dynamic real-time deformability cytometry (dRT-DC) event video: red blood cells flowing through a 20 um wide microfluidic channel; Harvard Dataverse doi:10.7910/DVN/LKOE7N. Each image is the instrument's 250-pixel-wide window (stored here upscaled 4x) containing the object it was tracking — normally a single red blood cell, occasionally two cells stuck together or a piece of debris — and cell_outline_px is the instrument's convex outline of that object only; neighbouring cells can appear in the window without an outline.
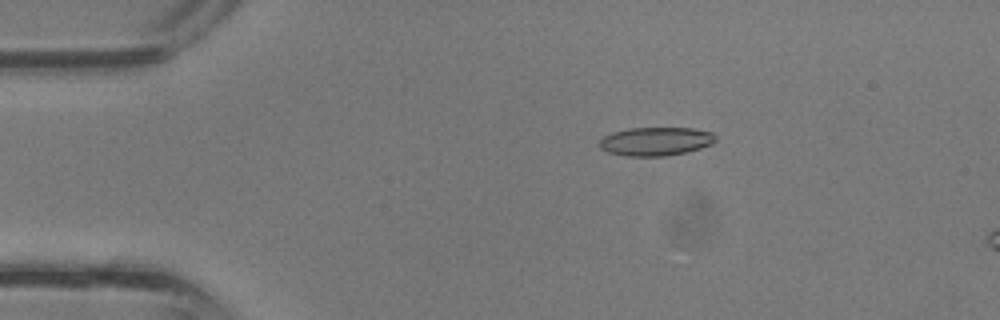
{"species": "common noctule bat (a hibernating species)", "species_latin": "Nyctalus noctula", "temperature_condition": "room temperature", "stored_images_in_passage": 11, "camera_frame_rate_fps": 3000, "um_per_image_px": 0.085, "animal": {"sex": "male", "body_mass_g": 13.3}, "frame": {"image": 1, "passage_image": 7, "time_ms": 2.0, "image_size_px": [1000, 320], "cell_outline_px": [[716, 140], [712, 144], [700, 148], [684, 152], [664, 156], [624, 156], [608, 152], [600, 148], [600, 140], [604, 136], [612, 132], [628, 128], [692, 128], [712, 132], [716, 136]], "centroid_in_image_um": [55.73, 12.01], "position_along_channel_um": 29.3, "area_um2": 19.31}}